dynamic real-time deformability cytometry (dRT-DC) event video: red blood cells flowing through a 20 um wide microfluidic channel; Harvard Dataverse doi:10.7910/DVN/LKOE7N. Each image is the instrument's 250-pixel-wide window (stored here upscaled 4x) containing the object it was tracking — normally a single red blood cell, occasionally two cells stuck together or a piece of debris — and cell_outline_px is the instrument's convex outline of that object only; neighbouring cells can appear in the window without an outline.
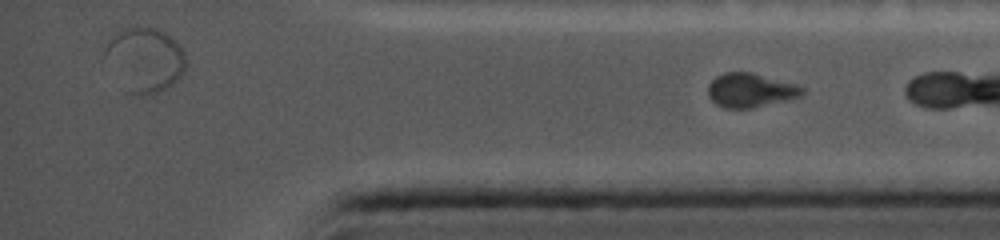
{"species": "common noctule bat (a hibernating species)", "species_latin": "Nyctalus noctula", "temperature_condition": "cold", "stored_images_in_passage": 40, "segment_of_instrument_passage": [2, 2], "camera_frame_rate_fps": 5000, "um_per_image_px": 0.085, "animal": {"sex": "female", "body_mass_g": 19.0, "forearm_length_mm": 56.7}, "frame": {"image": 1, "passage_image": 40, "time_ms": 11.8, "image_size_px": [1000, 240], "cell_outline_px": [[808, 92], [800, 96], [788, 100], [752, 108], [724, 108], [716, 104], [708, 96], [708, 84], [716, 76], [724, 72], [752, 72], [800, 84]], "centroid_in_image_um": [63.84, 7.66], "position_along_channel_um": 371.4, "area_um2": 19.13}}